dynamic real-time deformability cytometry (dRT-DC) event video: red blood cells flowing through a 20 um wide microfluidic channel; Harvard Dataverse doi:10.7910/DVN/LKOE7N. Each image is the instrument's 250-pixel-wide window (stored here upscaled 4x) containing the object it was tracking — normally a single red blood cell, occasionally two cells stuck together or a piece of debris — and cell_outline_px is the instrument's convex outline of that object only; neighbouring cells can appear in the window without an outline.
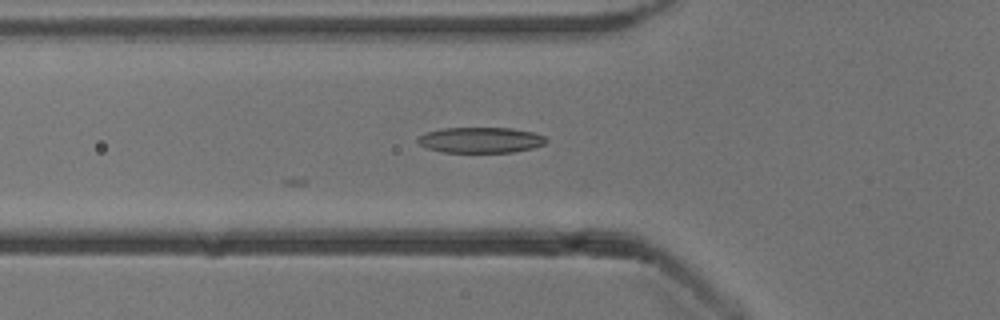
{"species": "common noctule bat (a hibernating species)", "species_latin": "Nyctalus noctula", "temperature_condition": "cold", "stored_images_in_passage": 22, "camera_frame_rate_fps": 3000, "um_per_image_px": 0.085, "animal": {"sex": "male", "body_mass_g": 13.3}, "frame": {"image": 1, "passage_image": 2, "time_ms": 0.333, "image_size_px": [1000, 320], "cell_outline_px": [[548, 140], [544, 144], [532, 148], [512, 152], [444, 152], [428, 148], [420, 144], [416, 140], [424, 132], [444, 128], [512, 128], [532, 132], [544, 136]], "centroid_in_image_um": [40.85, 11.9], "position_along_channel_um": 85.0, "area_um2": 19.07}}
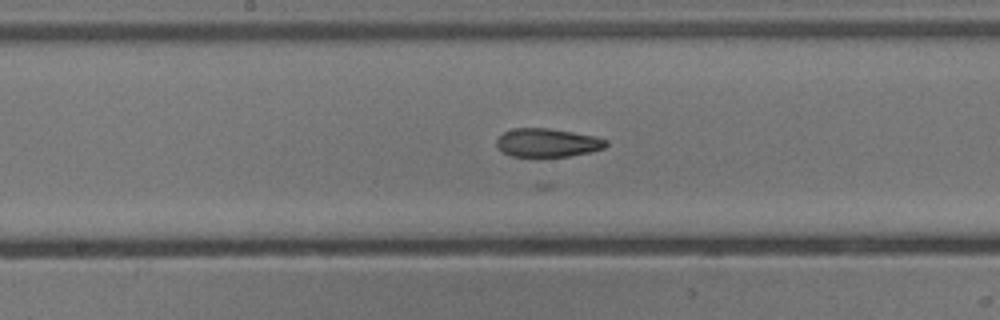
{"frame": {"image": 2, "passage_image": 11, "time_ms": 3.333, "image_size_px": [1000, 320], "cell_outline_px": [[608, 144], [604, 148], [592, 152], [568, 156], [512, 156], [504, 152], [496, 144], [496, 140], [504, 132], [512, 128], [548, 128], [596, 136], [608, 140]], "centroid_in_image_um": [46.57, 12.12], "position_along_channel_um": 201.6, "area_um2": 18.09}}
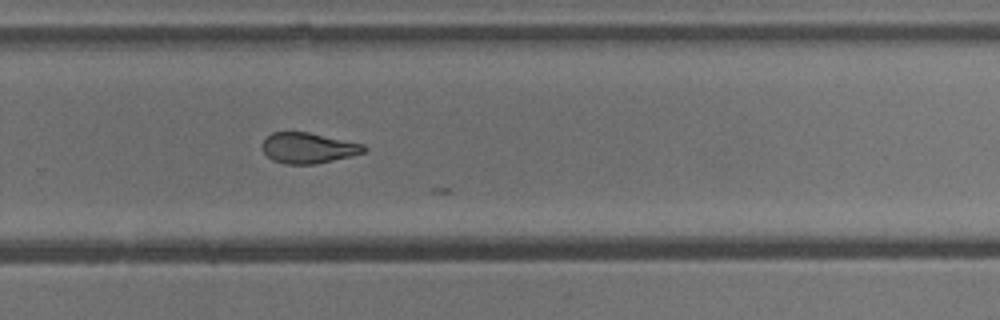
{"frame": {"image": 3, "passage_image": 19, "time_ms": 6.0, "image_size_px": [1000, 320], "cell_outline_px": [[368, 148], [364, 152], [316, 164], [284, 164], [272, 160], [264, 152], [260, 144], [272, 132], [308, 132], [364, 144]], "centroid_in_image_um": [26.17, 12.57], "position_along_channel_um": 303.6, "area_um2": 18.03}}